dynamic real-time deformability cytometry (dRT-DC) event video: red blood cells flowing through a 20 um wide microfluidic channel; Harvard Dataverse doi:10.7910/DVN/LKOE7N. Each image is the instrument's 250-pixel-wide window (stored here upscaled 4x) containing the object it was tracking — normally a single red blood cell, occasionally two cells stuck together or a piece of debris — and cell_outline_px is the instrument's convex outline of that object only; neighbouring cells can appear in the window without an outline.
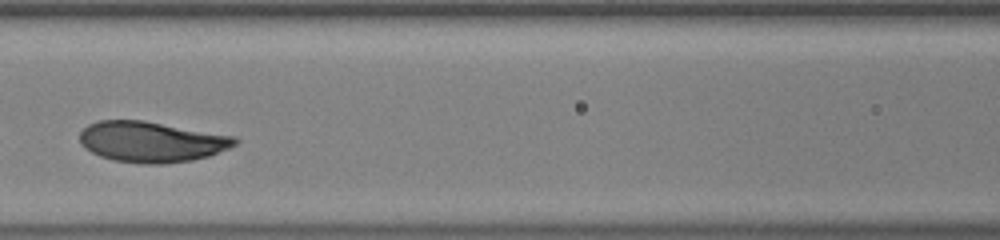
{"species": "human", "species_latin": "Homo sapiens", "temperature_condition": "warm", "stored_images_in_passage": 32, "camera_frame_rate_fps": 3000, "um_per_image_px": 0.085, "donor": {"sex": "male"}, "frame": {"image": 1, "passage_image": 13, "time_ms": 4.0, "image_size_px": [1000, 240], "cell_outline_px": [[240, 140], [236, 144], [228, 148], [208, 156], [192, 160], [164, 164], [144, 164], [112, 160], [100, 156], [84, 148], [80, 144], [80, 132], [88, 124], [100, 120], [144, 120], [236, 136]], "centroid_in_image_um": [12.87, 12.05], "position_along_channel_um": 153.7, "area_um2": 36.99}}
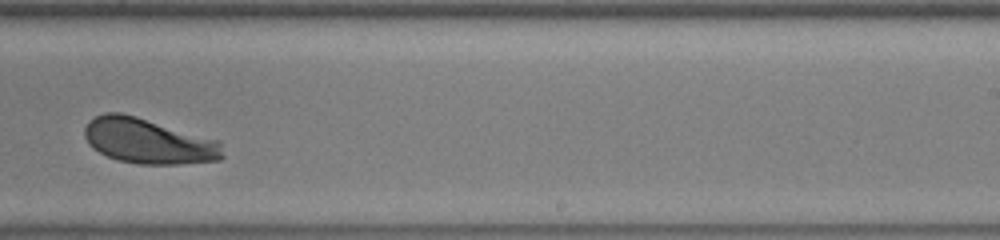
{"frame": {"image": 2, "passage_image": 22, "time_ms": 7.0, "image_size_px": [1000, 240], "cell_outline_px": [[224, 156], [220, 160], [180, 164], [140, 164], [116, 160], [92, 148], [88, 144], [84, 136], [84, 128], [88, 120], [104, 112], [120, 112], [136, 116], [220, 140]], "centroid_in_image_um": [12.61, 11.99], "position_along_channel_um": 276.4, "area_um2": 36.76}}
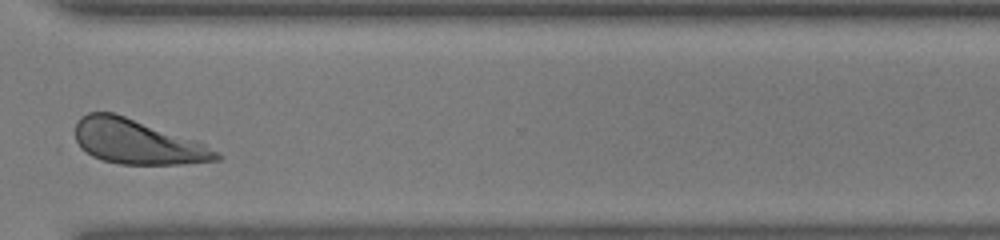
{"frame": {"image": 3, "passage_image": 28, "time_ms": 9.0, "image_size_px": [1000, 240], "cell_outline_px": [[224, 156], [220, 160], [180, 164], [120, 164], [104, 160], [92, 156], [80, 148], [76, 144], [76, 120], [80, 116], [88, 112], [112, 112], [196, 140], [220, 152]], "centroid_in_image_um": [11.66, 12.06], "position_along_channel_um": 358.9, "area_um2": 36.65}, "authors_computed_cell_mechanics": {"area_um2": 36.9053, "velocity_mm_per_s": 4.0979, "shape_relaxation_time_tau1_ms": 1.6942, "shape_relaxation_time_tau2_ms": null, "deformation_change_tau1": 0.1351, "deformation_change_tau2": null}}